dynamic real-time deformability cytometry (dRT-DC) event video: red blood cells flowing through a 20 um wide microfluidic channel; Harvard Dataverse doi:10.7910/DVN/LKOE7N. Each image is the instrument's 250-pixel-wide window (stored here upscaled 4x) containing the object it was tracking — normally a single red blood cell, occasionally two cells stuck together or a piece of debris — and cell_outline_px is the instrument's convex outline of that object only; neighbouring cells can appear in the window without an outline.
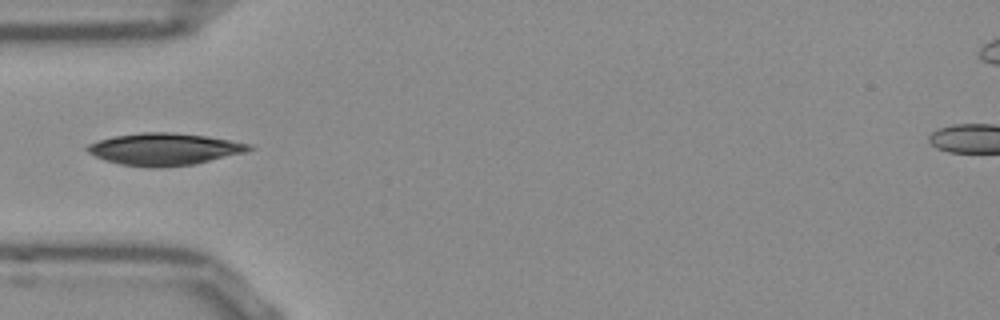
{"species": "Egyptian fruit bat (a non-hibernating species)", "species_latin": "Rousettus aegyptiacus", "temperature_condition": "room temperature", "stored_images_in_passage": 37, "camera_frame_rate_fps": 3000, "um_per_image_px": 0.085, "frame": {"image": 1, "passage_image": 1, "time_ms": 0.0, "image_size_px": [1000, 320], "cell_outline_px": [[256, 148], [244, 152], [192, 164], [156, 168], [152, 168], [120, 164], [104, 160], [88, 152], [84, 148], [88, 144], [112, 136], [140, 132], [172, 132], [208, 136], [248, 144]], "centroid_in_image_um": [13.91, 12.67], "position_along_channel_um": 71.1, "area_um2": 30.0}}
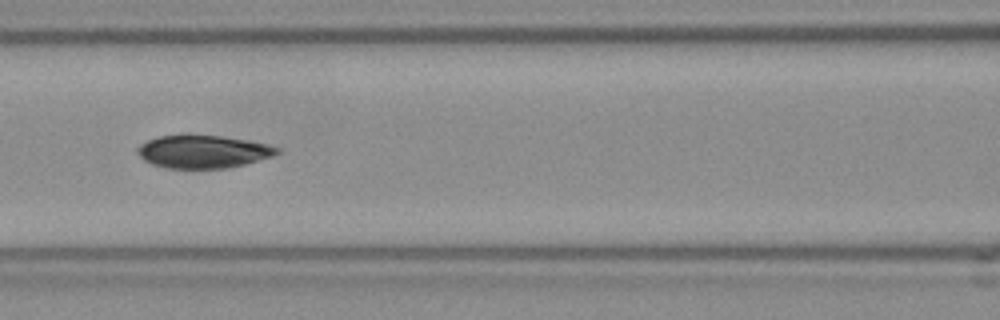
{"frame": {"image": 2, "passage_image": 7, "time_ms": 2.0, "image_size_px": [1000, 320], "cell_outline_px": [[280, 152], [272, 156], [244, 164], [228, 168], [168, 168], [152, 164], [144, 160], [136, 152], [136, 148], [140, 144], [148, 140], [160, 136], [180, 132], [188, 132], [224, 136], [248, 140], [268, 144], [280, 148]], "centroid_in_image_um": [17.23, 12.84], "position_along_channel_um": 149.4, "area_um2": 27.51}}
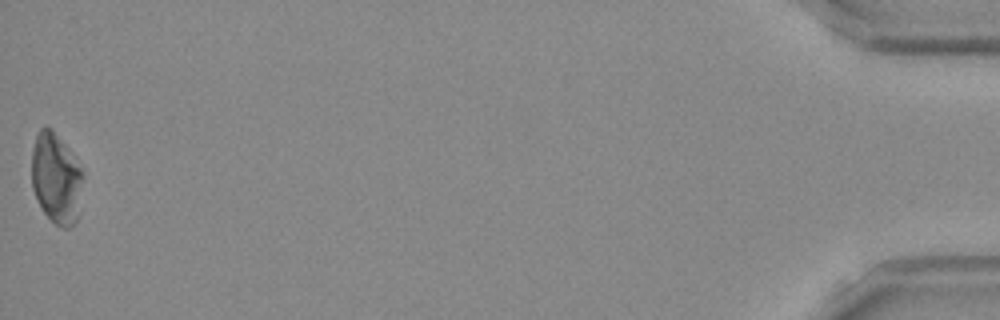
{"frame": {"image": 3, "passage_image": 37, "time_ms": 12.0, "image_size_px": [1000, 320], "cell_outline_px": [[84, 176], [76, 220], [68, 228], [64, 228], [56, 224], [44, 212], [32, 188], [32, 148], [36, 136], [40, 128], [44, 124], [52, 128], [68, 148], [84, 172]], "centroid_in_image_um": [4.77, 15.1], "position_along_channel_um": 430.4, "area_um2": 26.99}}